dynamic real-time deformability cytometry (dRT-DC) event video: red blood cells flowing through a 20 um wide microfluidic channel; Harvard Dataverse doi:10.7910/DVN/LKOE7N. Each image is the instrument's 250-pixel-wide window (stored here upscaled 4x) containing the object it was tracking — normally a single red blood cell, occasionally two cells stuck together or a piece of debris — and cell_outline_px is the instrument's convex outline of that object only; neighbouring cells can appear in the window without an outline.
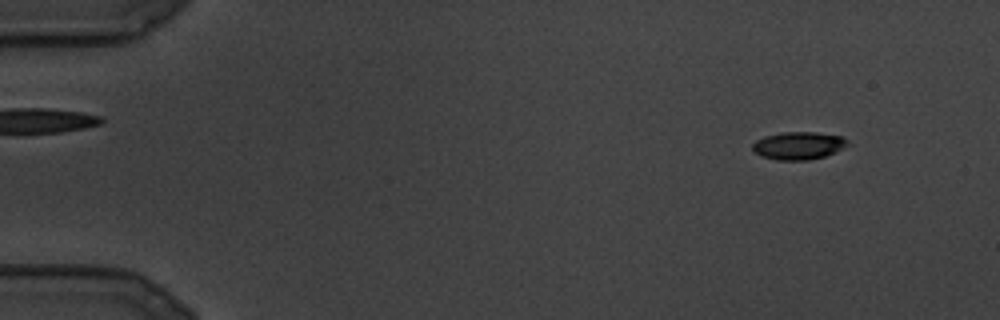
{"species": "common noctule bat (a hibernating species)", "species_latin": "Nyctalus noctula", "temperature_condition": "cold", "stored_images_in_passage": 106, "camera_frame_rate_fps": 3000, "um_per_image_px": 0.085, "animal": {"sex": "male", "body_mass_g": 19.5, "forearm_length_mm": 54.6}, "frame": {"image": 1, "passage_image": 11, "time_ms": 3.333, "image_size_px": [1000, 320], "cell_outline_px": [[852, 144], [824, 156], [808, 160], [776, 160], [760, 156], [752, 148], [752, 144], [756, 140], [764, 136], [784, 132], [816, 132], [844, 136]], "centroid_in_image_um": [67.9, 12.37], "position_along_channel_um": 17.1, "area_um2": 15.49}}
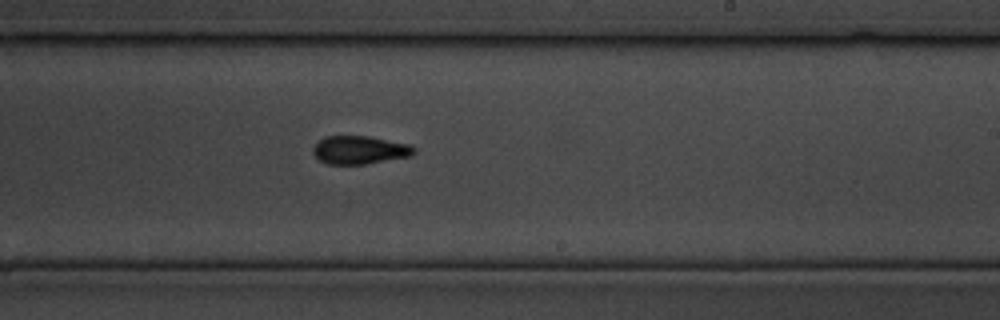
{"frame": {"image": 2, "passage_image": 65, "time_ms": 21.333, "image_size_px": [1000, 320], "cell_outline_px": [[416, 152], [408, 156], [364, 164], [328, 164], [320, 160], [312, 152], [312, 148], [316, 140], [324, 136], [368, 136], [412, 144], [416, 148]], "centroid_in_image_um": [30.54, 12.73], "position_along_channel_um": 258.5, "area_um2": 16.7}}
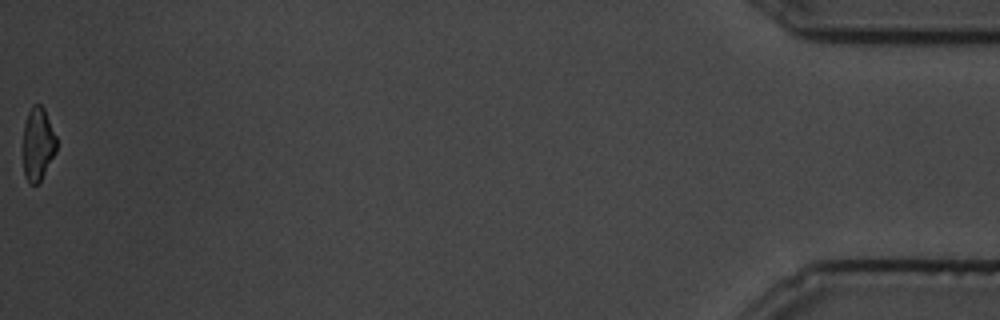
{"frame": {"image": 3, "passage_image": 106, "time_ms": 35.0, "image_size_px": [1000, 320], "cell_outline_px": [[56, 152], [40, 180], [36, 184], [28, 184], [24, 176], [24, 124], [28, 112], [32, 104], [40, 104], [44, 108], [56, 136]], "centroid_in_image_um": [3.22, 12.23], "position_along_channel_um": 432.0, "area_um2": 14.1}}